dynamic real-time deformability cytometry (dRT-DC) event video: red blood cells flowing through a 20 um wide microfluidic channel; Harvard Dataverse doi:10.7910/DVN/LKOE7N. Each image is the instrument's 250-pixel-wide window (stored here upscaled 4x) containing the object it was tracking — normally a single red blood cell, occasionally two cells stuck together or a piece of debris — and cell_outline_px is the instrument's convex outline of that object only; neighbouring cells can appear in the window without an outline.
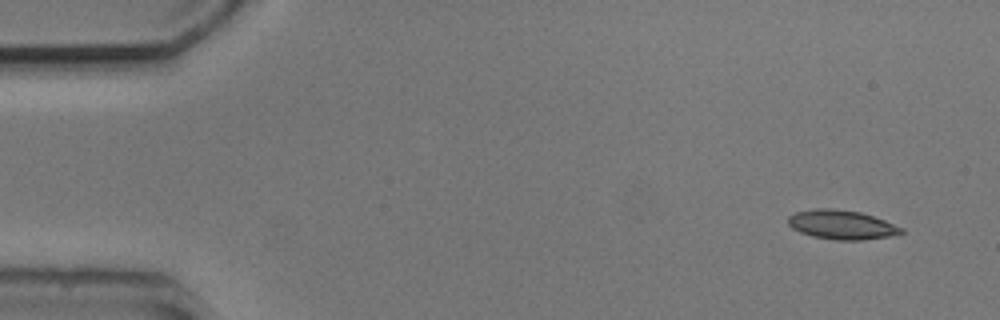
{"species": "common noctule bat (a hibernating species)", "species_latin": "Nyctalus noctula", "temperature_condition": "cold", "stored_images_in_passage": 4, "camera_frame_rate_fps": 3000, "um_per_image_px": 0.085, "animal": {"sex": "male", "body_mass_g": 20.5, "forearm_length_mm": 52.5}, "frame": {"image": 1, "passage_image": 1, "time_ms": 0.0, "image_size_px": [1000, 320], "cell_outline_px": [[904, 232], [888, 236], [860, 240], [836, 240], [812, 236], [800, 232], [792, 228], [788, 224], [788, 216], [796, 212], [816, 208], [832, 208], [860, 212], [884, 220], [904, 228]], "centroid_in_image_um": [71.52, 19.09], "position_along_channel_um": 13.5, "area_um2": 19.13}}
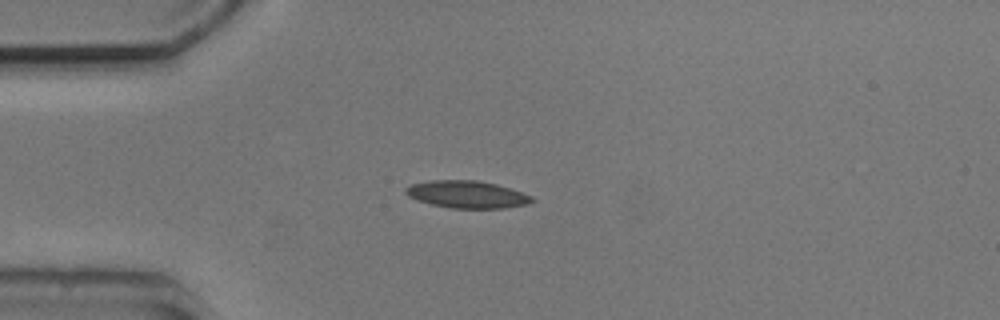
{"frame": {"image": 2, "passage_image": 4, "time_ms": 3.333, "image_size_px": [1000, 320], "cell_outline_px": [[536, 200], [528, 204], [504, 208], [452, 208], [432, 204], [408, 196], [404, 192], [404, 188], [412, 184], [428, 180], [476, 180], [496, 184], [532, 196]], "centroid_in_image_um": [39.69, 16.52], "position_along_channel_um": 45.3, "area_um2": 19.94}}